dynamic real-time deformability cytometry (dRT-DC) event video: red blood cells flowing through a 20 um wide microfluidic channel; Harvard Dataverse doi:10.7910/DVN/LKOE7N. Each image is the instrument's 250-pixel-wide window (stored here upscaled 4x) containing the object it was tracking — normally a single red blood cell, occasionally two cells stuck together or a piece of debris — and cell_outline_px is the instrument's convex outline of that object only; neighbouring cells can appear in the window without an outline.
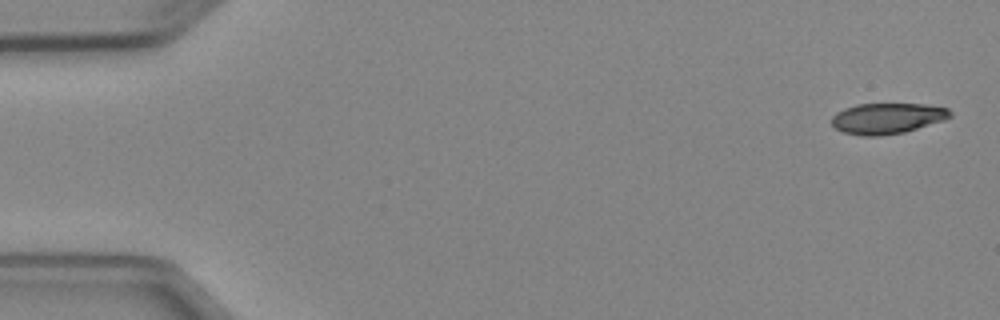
{"species": "Egyptian fruit bat (a non-hibernating species)", "species_latin": "Rousettus aegyptiacus", "temperature_condition": "cold", "stored_images_in_passage": 4, "camera_frame_rate_fps": 3000, "um_per_image_px": 0.085, "animal": {"sex": "female"}, "frame": {"image": 1, "passage_image": 1, "time_ms": 0.0, "image_size_px": [1000, 320], "cell_outline_px": [[952, 116], [944, 120], [904, 132], [880, 136], [860, 136], [844, 132], [836, 128], [832, 124], [832, 116], [836, 112], [844, 108], [856, 104], [924, 104], [948, 108], [952, 112]], "centroid_in_image_um": [75.41, 10.06], "position_along_channel_um": 9.6, "area_um2": 21.27}}
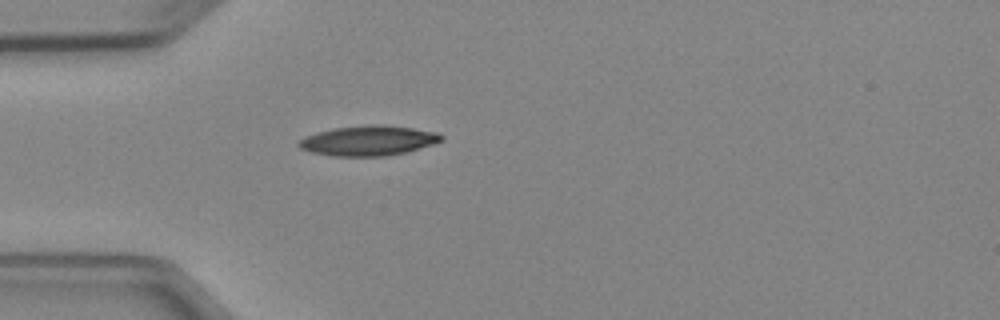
{"frame": {"image": 2, "passage_image": 4, "time_ms": 4.333, "image_size_px": [1000, 320], "cell_outline_px": [[444, 140], [432, 144], [404, 152], [384, 156], [336, 156], [312, 152], [300, 148], [296, 144], [304, 136], [316, 132], [332, 128], [372, 124], [380, 124], [412, 128], [440, 132], [444, 136]], "centroid_in_image_um": [31.31, 11.94], "position_along_channel_um": 53.7, "area_um2": 24.91}}